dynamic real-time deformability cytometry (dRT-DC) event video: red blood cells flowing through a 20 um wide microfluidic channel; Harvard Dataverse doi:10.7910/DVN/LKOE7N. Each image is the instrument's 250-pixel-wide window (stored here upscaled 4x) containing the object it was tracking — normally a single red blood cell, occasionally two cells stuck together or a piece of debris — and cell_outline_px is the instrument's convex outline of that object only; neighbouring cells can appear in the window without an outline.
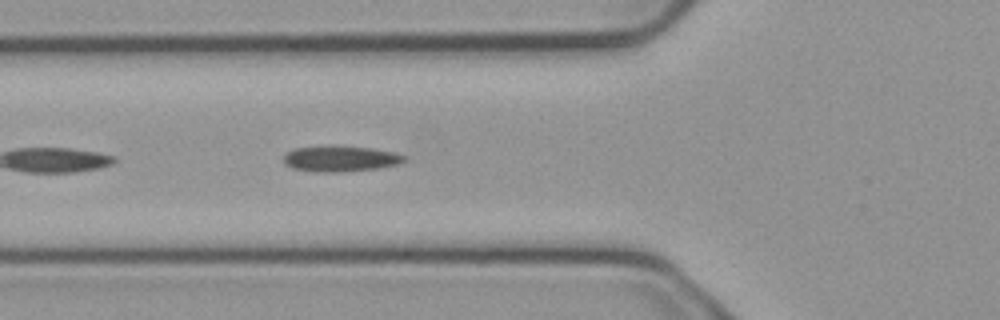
{"species": "common noctule bat (a hibernating species)", "species_latin": "Nyctalus noctula", "temperature_condition": "cold", "stored_images_in_passage": 2, "camera_frame_rate_fps": 3000, "um_per_image_px": 0.085, "animal": {"sex": "male", "body_mass_g": 23.1, "forearm_length_mm": 52.7}, "frame": {"image": 1, "passage_image": 2, "time_ms": 0.333, "image_size_px": [1000, 320], "cell_outline_px": [[408, 160], [400, 164], [380, 168], [340, 172], [316, 172], [292, 168], [284, 164], [284, 156], [292, 148], [372, 148], [392, 152], [404, 156]], "centroid_in_image_um": [28.97, 13.54], "position_along_channel_um": 96.8, "area_um2": 17.46}}